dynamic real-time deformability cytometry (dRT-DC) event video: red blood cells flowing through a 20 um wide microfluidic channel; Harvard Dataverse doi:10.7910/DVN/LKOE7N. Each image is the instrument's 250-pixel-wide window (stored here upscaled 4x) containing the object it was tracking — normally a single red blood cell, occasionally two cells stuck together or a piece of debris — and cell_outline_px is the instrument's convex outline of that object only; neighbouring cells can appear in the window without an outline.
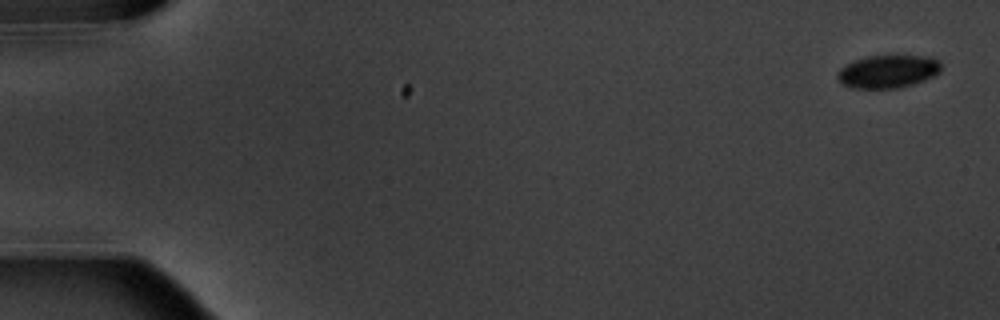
{"species": "common noctule bat (a hibernating species)", "species_latin": "Nyctalus noctula", "temperature_condition": "warm", "stored_images_in_passage": 5, "camera_frame_rate_fps": 3000, "um_per_image_px": 0.085, "animal": {"sex": "male", "body_mass_g": 20.1, "forearm_length_mm": 53.5}, "frame": {"image": 1, "passage_image": 1, "time_ms": 0.0, "image_size_px": [1000, 320], "cell_outline_px": [[940, 72], [924, 80], [900, 88], [852, 88], [844, 84], [836, 76], [840, 68], [856, 60], [868, 56], [932, 56], [940, 60]], "centroid_in_image_um": [75.51, 6.07], "position_along_channel_um": 9.5, "area_um2": 19.71}}
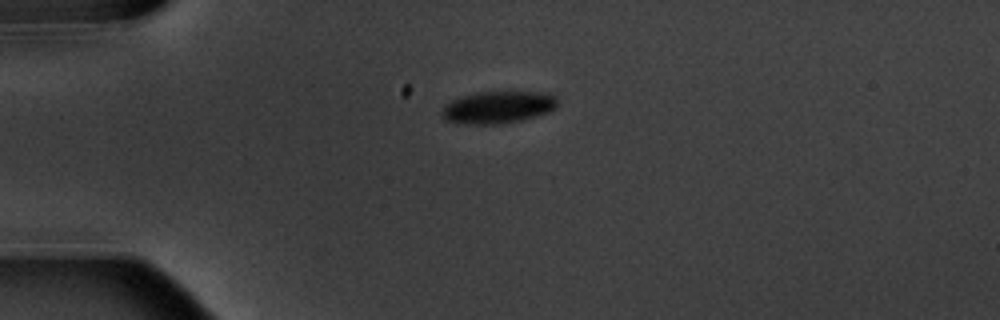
{"frame": {"image": 2, "passage_image": 4, "time_ms": 4.333, "image_size_px": [1000, 320], "cell_outline_px": [[556, 108], [548, 112], [520, 120], [500, 124], [464, 124], [444, 120], [440, 112], [444, 104], [452, 100], [476, 92], [544, 92], [556, 96]], "centroid_in_image_um": [42.28, 9.12], "position_along_channel_um": 42.7, "area_um2": 21.68}}